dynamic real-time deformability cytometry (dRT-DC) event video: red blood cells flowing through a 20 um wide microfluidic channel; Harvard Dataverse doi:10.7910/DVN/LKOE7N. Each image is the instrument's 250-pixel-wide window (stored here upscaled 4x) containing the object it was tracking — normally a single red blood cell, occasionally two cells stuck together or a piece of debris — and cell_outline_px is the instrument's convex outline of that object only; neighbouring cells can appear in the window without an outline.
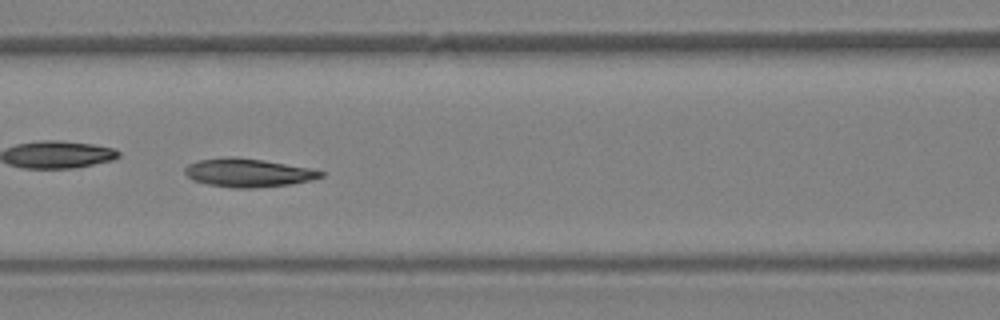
{"species": "Egyptian fruit bat (a non-hibernating species)", "species_latin": "Rousettus aegyptiacus", "temperature_condition": "warm", "stored_images_in_passage": 38, "camera_frame_rate_fps": 3000, "um_per_image_px": 0.085, "animal": {"sex": "female"}, "frame": {"image": 1, "passage_image": 17, "time_ms": 5.333, "image_size_px": [1000, 320], "cell_outline_px": [[324, 176], [312, 180], [292, 184], [256, 188], [232, 188], [208, 184], [192, 180], [184, 172], [184, 168], [188, 164], [196, 160], [228, 156], [264, 160], [312, 168], [324, 172]], "centroid_in_image_um": [21.09, 14.68], "position_along_channel_um": 145.5, "area_um2": 22.77}}
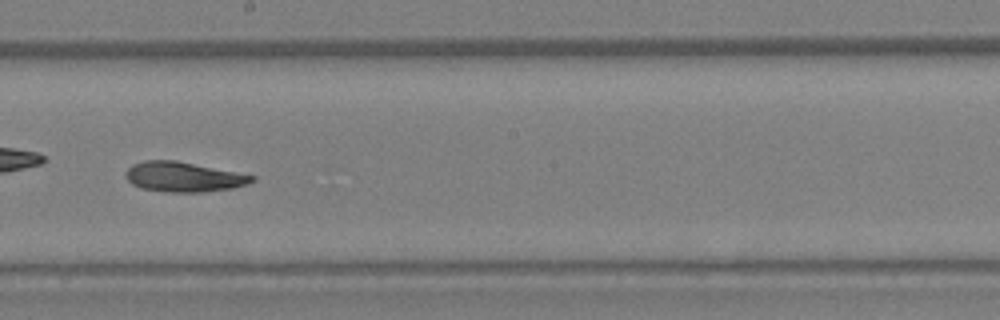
{"frame": {"image": 2, "passage_image": 22, "time_ms": 7.0, "image_size_px": [1000, 320], "cell_outline_px": [[256, 180], [248, 184], [232, 188], [200, 192], [168, 192], [140, 188], [132, 184], [124, 176], [124, 172], [132, 164], [144, 160], [176, 160], [256, 176]], "centroid_in_image_um": [15.57, 15.03], "position_along_channel_um": 232.6, "area_um2": 22.08}}
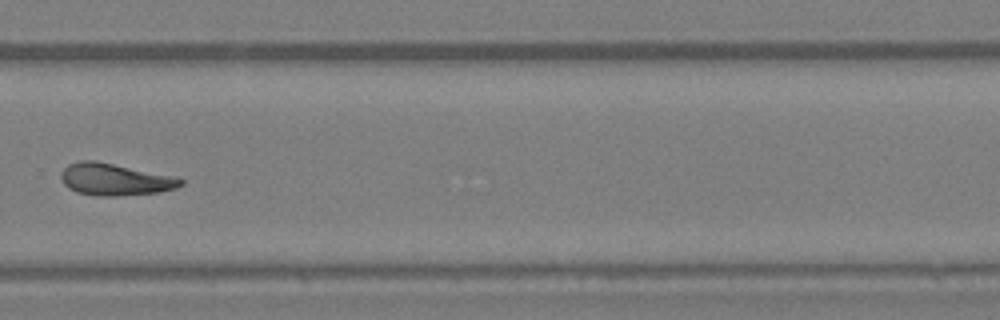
{"frame": {"image": 3, "passage_image": 27, "time_ms": 8.667, "image_size_px": [1000, 320], "cell_outline_px": [[184, 184], [176, 188], [160, 192], [116, 196], [96, 196], [76, 192], [68, 188], [64, 184], [60, 176], [60, 172], [68, 164], [80, 160], [92, 160], [172, 176], [184, 180]], "centroid_in_image_um": [9.73, 15.26], "position_along_channel_um": 320.1, "area_um2": 22.14}}